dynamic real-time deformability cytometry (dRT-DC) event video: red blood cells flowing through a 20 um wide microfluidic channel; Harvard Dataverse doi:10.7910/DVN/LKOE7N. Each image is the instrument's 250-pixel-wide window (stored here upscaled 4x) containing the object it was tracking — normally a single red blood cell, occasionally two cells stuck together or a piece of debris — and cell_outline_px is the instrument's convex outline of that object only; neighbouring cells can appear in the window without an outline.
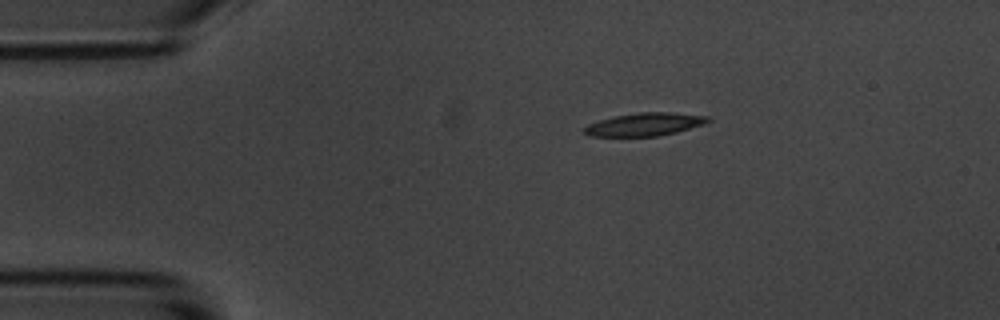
{"species": "common noctule bat (a hibernating species)", "species_latin": "Nyctalus noctula", "temperature_condition": "room temperature", "stored_images_in_passage": 38, "camera_frame_rate_fps": 3000, "um_per_image_px": 0.085, "animal": {"sex": "male", "body_mass_g": 20.1, "forearm_length_mm": 53.5}, "frame": {"image": 1, "passage_image": 1, "time_ms": 0.0, "image_size_px": [1000, 320], "cell_outline_px": [[712, 120], [704, 124], [676, 132], [656, 136], [588, 136], [584, 132], [584, 128], [588, 124], [600, 120], [616, 116], [640, 112], [672, 112], [708, 116]], "centroid_in_image_um": [54.82, 10.57], "position_along_channel_um": 30.2, "area_um2": 16.42}}
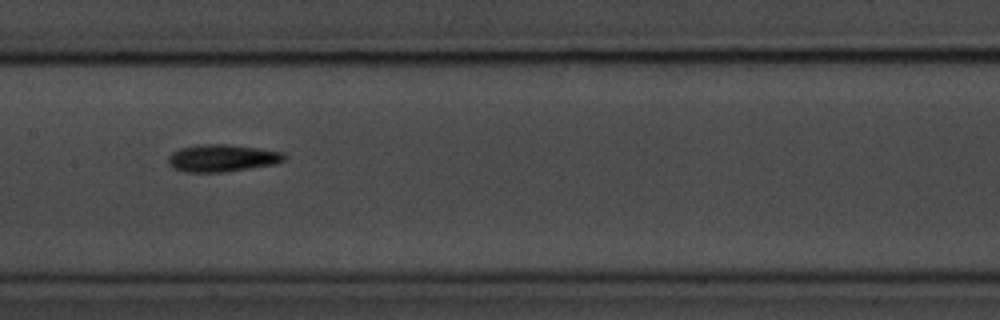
{"frame": {"image": 2, "passage_image": 18, "time_ms": 5.667, "image_size_px": [1000, 320], "cell_outline_px": [[288, 156], [284, 160], [276, 164], [224, 172], [184, 172], [172, 168], [168, 164], [168, 156], [172, 152], [180, 148], [204, 144], [228, 144], [260, 148], [284, 152]], "centroid_in_image_um": [18.9, 13.44], "position_along_channel_um": 188.5, "area_um2": 18.67}}
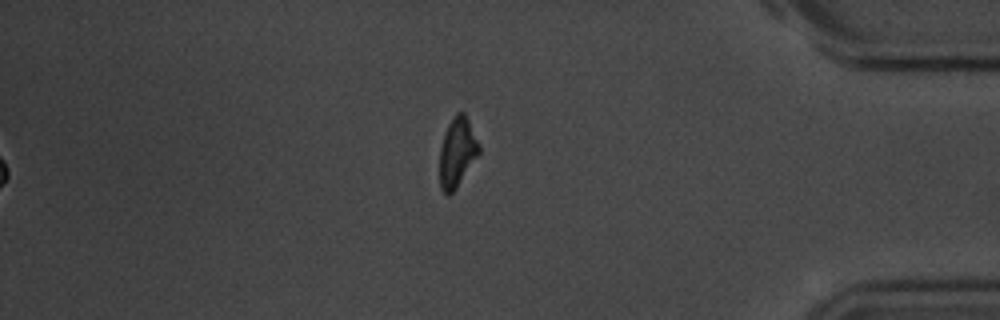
{"frame": {"image": 3, "passage_image": 38, "time_ms": 12.333, "image_size_px": [1000, 320], "cell_outline_px": [[480, 152], [456, 188], [448, 196], [440, 188], [440, 148], [444, 132], [448, 124], [456, 112], [464, 112], [480, 144]], "centroid_in_image_um": [38.86, 12.93], "position_along_channel_um": 396.3, "area_um2": 15.84}, "authors_computed_cell_mechanics": {"area_um2": 17.2533, "velocity_mm_per_s": 3.6083, "shape_relaxation_time_tau1_ms": 2.7324, "shape_relaxation_time_tau2_ms": 6.7812, "deformation_change_tau1": 0.1335, "deformation_change_tau2": 0.1759}}